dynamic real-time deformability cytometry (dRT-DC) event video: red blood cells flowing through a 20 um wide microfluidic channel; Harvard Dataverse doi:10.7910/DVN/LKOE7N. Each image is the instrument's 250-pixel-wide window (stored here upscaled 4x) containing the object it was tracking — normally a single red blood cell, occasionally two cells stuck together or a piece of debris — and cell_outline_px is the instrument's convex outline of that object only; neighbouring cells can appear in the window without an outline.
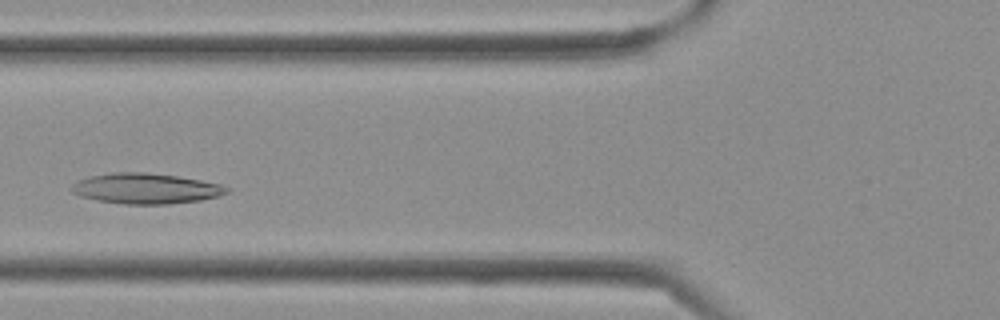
{"species": "Egyptian fruit bat (a non-hibernating species)", "species_latin": "Rousettus aegyptiacus", "temperature_condition": "cold", "stored_images_in_passage": 35, "camera_frame_rate_fps": 3000, "um_per_image_px": 0.085, "frame": {"image": 1, "passage_image": 10, "time_ms": 3.0, "image_size_px": [1000, 320], "cell_outline_px": [[228, 192], [216, 196], [200, 200], [168, 204], [124, 204], [100, 200], [80, 196], [72, 192], [72, 184], [80, 180], [92, 176], [112, 172], [144, 172], [176, 176], [200, 180], [220, 184], [228, 188]], "centroid_in_image_um": [12.39, 16.02], "position_along_channel_um": 113.4, "area_um2": 27.11}}
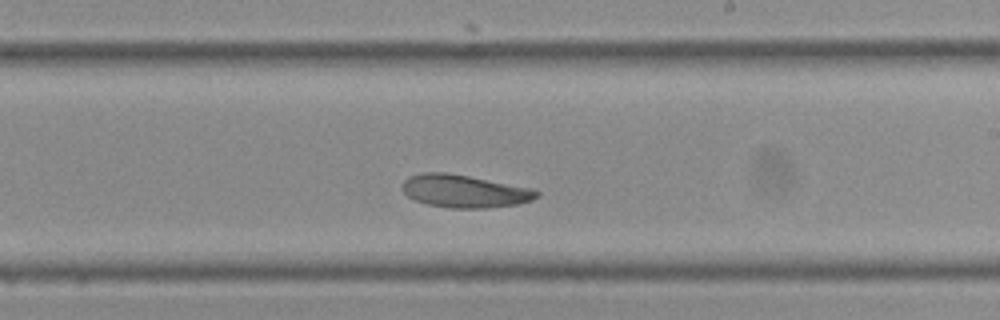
{"frame": {"image": 2, "passage_image": 18, "time_ms": 5.667, "image_size_px": [1000, 320], "cell_outline_px": [[540, 196], [532, 200], [516, 204], [484, 208], [448, 208], [428, 204], [416, 200], [408, 196], [400, 188], [404, 180], [408, 176], [420, 172], [448, 172], [532, 188], [540, 192]], "centroid_in_image_um": [39.45, 16.23], "position_along_channel_um": 249.5, "area_um2": 25.78}}
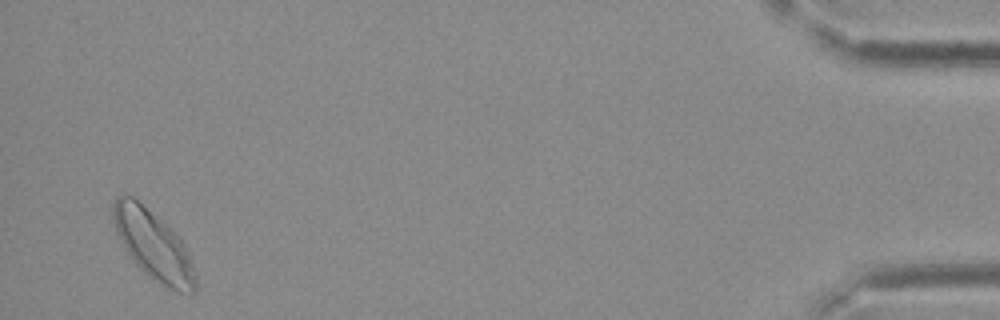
{"frame": {"image": 3, "passage_image": 33, "time_ms": 10.667, "image_size_px": [1000, 320], "cell_outline_px": [[196, 288], [192, 292], [180, 292], [168, 288], [152, 280], [136, 264], [124, 248], [116, 232], [112, 216], [112, 204], [116, 196], [132, 196], [164, 224], [180, 240], [188, 252], [196, 272]], "centroid_in_image_um": [13.01, 20.88], "position_along_channel_um": 422.2, "area_um2": 32.48}}